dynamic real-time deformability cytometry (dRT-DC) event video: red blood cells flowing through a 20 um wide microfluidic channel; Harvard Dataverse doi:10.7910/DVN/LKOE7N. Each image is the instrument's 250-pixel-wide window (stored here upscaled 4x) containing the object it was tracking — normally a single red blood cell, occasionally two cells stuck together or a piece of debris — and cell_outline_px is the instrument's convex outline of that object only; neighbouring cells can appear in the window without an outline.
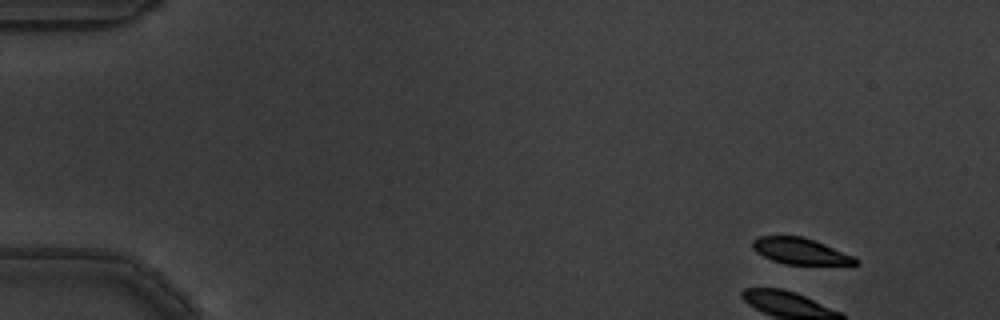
{"species": "common noctule bat (a hibernating species)", "species_latin": "Nyctalus noctula", "temperature_condition": "warm", "stored_images_in_passage": 4, "camera_frame_rate_fps": 3000, "um_per_image_px": 0.085, "animal": {"sex": "male", "body_mass_g": 19.5, "forearm_length_mm": 54.6}, "frame": {"image": 1, "passage_image": 1, "time_ms": 0.0, "image_size_px": [1000, 320], "cell_outline_px": [[860, 264], [852, 268], [784, 264], [772, 260], [756, 252], [752, 248], [752, 240], [760, 236], [804, 236], [856, 256], [860, 260]], "centroid_in_image_um": [68.23, 21.42], "position_along_channel_um": 16.8, "area_um2": 16.94}}